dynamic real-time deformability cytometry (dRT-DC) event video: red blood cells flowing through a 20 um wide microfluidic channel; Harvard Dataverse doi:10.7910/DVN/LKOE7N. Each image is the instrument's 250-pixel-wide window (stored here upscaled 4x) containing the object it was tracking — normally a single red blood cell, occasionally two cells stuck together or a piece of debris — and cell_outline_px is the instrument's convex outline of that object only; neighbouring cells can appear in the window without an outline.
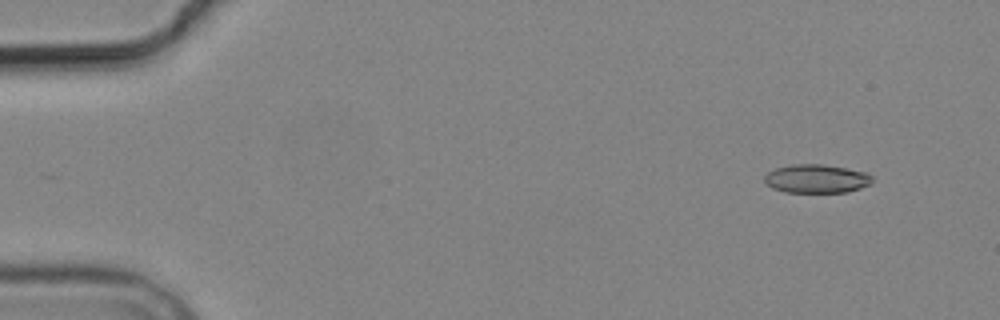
{"species": "common noctule bat (a hibernating species)", "species_latin": "Nyctalus noctula", "temperature_condition": "cold", "stored_images_in_passage": 6, "camera_frame_rate_fps": 3000, "um_per_image_px": 0.085, "animal": {"sex": "male", "body_mass_g": 19.2, "forearm_length_mm": 51.8}, "frame": {"image": 1, "passage_image": 2, "time_ms": 1.0, "image_size_px": [1000, 320], "cell_outline_px": [[872, 184], [848, 192], [784, 192], [772, 188], [764, 180], [764, 176], [768, 172], [776, 168], [792, 164], [824, 164], [868, 172], [872, 176]], "centroid_in_image_um": [69.43, 15.19], "position_along_channel_um": 15.6, "area_um2": 18.09}}
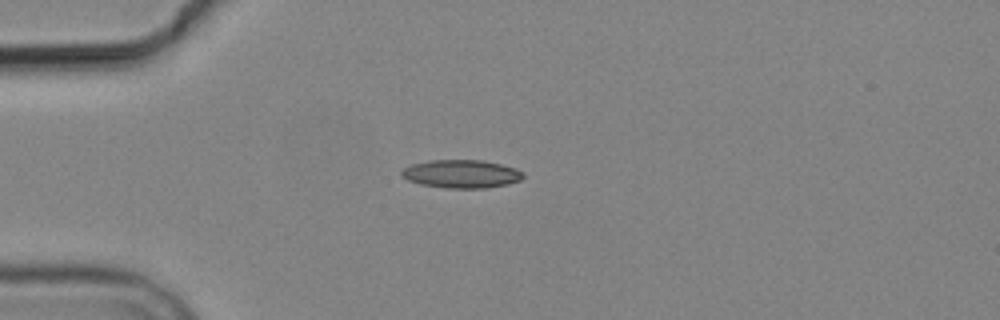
{"frame": {"image": 2, "passage_image": 5, "time_ms": 4.333, "image_size_px": [1000, 320], "cell_outline_px": [[524, 176], [520, 180], [508, 184], [488, 188], [448, 188], [420, 184], [408, 180], [400, 176], [400, 172], [404, 168], [412, 164], [428, 160], [480, 160], [500, 164], [516, 168], [524, 172]], "centroid_in_image_um": [39.22, 14.78], "position_along_channel_um": 45.8, "area_um2": 20.06}}